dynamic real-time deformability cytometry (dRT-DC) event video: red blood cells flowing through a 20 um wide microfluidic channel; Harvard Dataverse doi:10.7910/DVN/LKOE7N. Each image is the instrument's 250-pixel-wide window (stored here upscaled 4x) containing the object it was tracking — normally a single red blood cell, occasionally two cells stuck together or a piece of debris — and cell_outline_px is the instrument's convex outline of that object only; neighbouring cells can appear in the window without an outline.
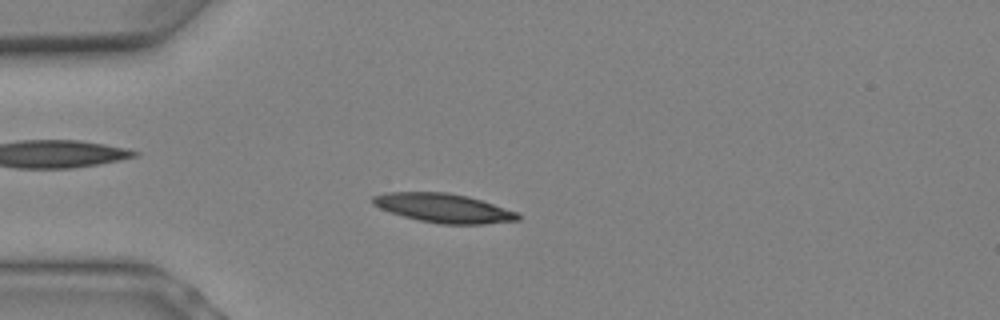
{"species": "Egyptian fruit bat (a non-hibernating species)", "species_latin": "Rousettus aegyptiacus", "temperature_condition": "warm", "stored_images_in_passage": 9, "camera_frame_rate_fps": 3000, "um_per_image_px": 0.085, "animal": {"sex": "female"}, "frame": {"image": 1, "passage_image": 7, "time_ms": 2.0, "image_size_px": [1000, 320], "cell_outline_px": [[520, 220], [484, 224], [440, 224], [420, 220], [404, 216], [380, 208], [372, 204], [372, 196], [384, 192], [448, 192], [468, 196], [520, 212]], "centroid_in_image_um": [37.74, 17.68], "position_along_channel_um": 47.3, "area_um2": 24.62}}
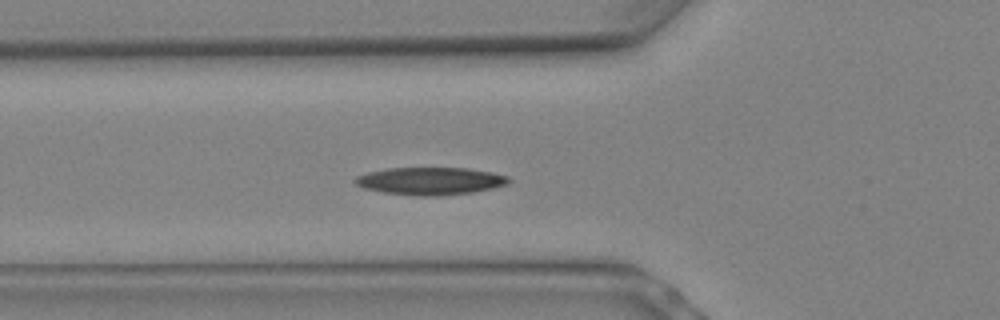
{"frame": {"image": 2, "passage_image": 9, "time_ms": 2.667, "image_size_px": [1000, 320], "cell_outline_px": [[512, 180], [508, 184], [492, 188], [472, 192], [436, 196], [424, 196], [384, 192], [364, 188], [356, 184], [352, 180], [356, 176], [368, 172], [388, 168], [468, 168], [492, 172], [508, 176]], "centroid_in_image_um": [36.59, 15.37], "position_along_channel_um": 89.2, "area_um2": 24.57}}